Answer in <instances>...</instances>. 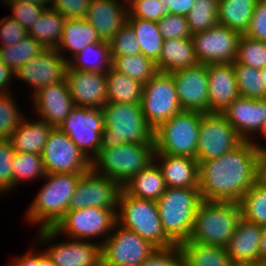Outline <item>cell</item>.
<instances>
[{"label":"cell","instance_id":"e7e4bbea","mask_svg":"<svg viewBox=\"0 0 266 266\" xmlns=\"http://www.w3.org/2000/svg\"><path fill=\"white\" fill-rule=\"evenodd\" d=\"M234 266H261V262H258V263H235Z\"/></svg>","mask_w":266,"mask_h":266},{"label":"cell","instance_id":"db71d44e","mask_svg":"<svg viewBox=\"0 0 266 266\" xmlns=\"http://www.w3.org/2000/svg\"><path fill=\"white\" fill-rule=\"evenodd\" d=\"M91 0H52L51 8L59 11L66 19H82L87 16Z\"/></svg>","mask_w":266,"mask_h":266},{"label":"cell","instance_id":"ee69618b","mask_svg":"<svg viewBox=\"0 0 266 266\" xmlns=\"http://www.w3.org/2000/svg\"><path fill=\"white\" fill-rule=\"evenodd\" d=\"M10 94H0V140H9L23 117Z\"/></svg>","mask_w":266,"mask_h":266},{"label":"cell","instance_id":"f35d334b","mask_svg":"<svg viewBox=\"0 0 266 266\" xmlns=\"http://www.w3.org/2000/svg\"><path fill=\"white\" fill-rule=\"evenodd\" d=\"M241 215L250 222L266 226V186L256 182L241 198Z\"/></svg>","mask_w":266,"mask_h":266},{"label":"cell","instance_id":"f546056e","mask_svg":"<svg viewBox=\"0 0 266 266\" xmlns=\"http://www.w3.org/2000/svg\"><path fill=\"white\" fill-rule=\"evenodd\" d=\"M102 41L97 30L85 19H66L62 38L56 50L62 54V50L71 51L74 55L85 46ZM61 51V52H60Z\"/></svg>","mask_w":266,"mask_h":266},{"label":"cell","instance_id":"6f0895ef","mask_svg":"<svg viewBox=\"0 0 266 266\" xmlns=\"http://www.w3.org/2000/svg\"><path fill=\"white\" fill-rule=\"evenodd\" d=\"M25 254L24 256L16 259V262L14 261L13 264L9 266H41V253L39 252L38 255L32 254L34 253V250H31Z\"/></svg>","mask_w":266,"mask_h":266},{"label":"cell","instance_id":"277c9868","mask_svg":"<svg viewBox=\"0 0 266 266\" xmlns=\"http://www.w3.org/2000/svg\"><path fill=\"white\" fill-rule=\"evenodd\" d=\"M201 201L199 188L171 187L156 201L164 233L174 245L189 239Z\"/></svg>","mask_w":266,"mask_h":266},{"label":"cell","instance_id":"30bf717a","mask_svg":"<svg viewBox=\"0 0 266 266\" xmlns=\"http://www.w3.org/2000/svg\"><path fill=\"white\" fill-rule=\"evenodd\" d=\"M141 107L147 123L153 129L182 111L171 73L158 71L143 84Z\"/></svg>","mask_w":266,"mask_h":266},{"label":"cell","instance_id":"7c38bea8","mask_svg":"<svg viewBox=\"0 0 266 266\" xmlns=\"http://www.w3.org/2000/svg\"><path fill=\"white\" fill-rule=\"evenodd\" d=\"M41 155L46 174H84L92 168L91 161L59 127L51 129Z\"/></svg>","mask_w":266,"mask_h":266},{"label":"cell","instance_id":"5bb4252c","mask_svg":"<svg viewBox=\"0 0 266 266\" xmlns=\"http://www.w3.org/2000/svg\"><path fill=\"white\" fill-rule=\"evenodd\" d=\"M118 230L104 238L102 263L105 266H140L156 247L136 232L118 225Z\"/></svg>","mask_w":266,"mask_h":266},{"label":"cell","instance_id":"e575fe53","mask_svg":"<svg viewBox=\"0 0 266 266\" xmlns=\"http://www.w3.org/2000/svg\"><path fill=\"white\" fill-rule=\"evenodd\" d=\"M258 0H219L218 23L243 35Z\"/></svg>","mask_w":266,"mask_h":266},{"label":"cell","instance_id":"52a82bcc","mask_svg":"<svg viewBox=\"0 0 266 266\" xmlns=\"http://www.w3.org/2000/svg\"><path fill=\"white\" fill-rule=\"evenodd\" d=\"M154 154L155 143L121 144L100 149L91 167L97 174L107 176L123 186L154 162Z\"/></svg>","mask_w":266,"mask_h":266},{"label":"cell","instance_id":"74e56055","mask_svg":"<svg viewBox=\"0 0 266 266\" xmlns=\"http://www.w3.org/2000/svg\"><path fill=\"white\" fill-rule=\"evenodd\" d=\"M44 50L45 48L38 41L27 35L15 45L0 47V60L16 73L26 62Z\"/></svg>","mask_w":266,"mask_h":266},{"label":"cell","instance_id":"83f0119b","mask_svg":"<svg viewBox=\"0 0 266 266\" xmlns=\"http://www.w3.org/2000/svg\"><path fill=\"white\" fill-rule=\"evenodd\" d=\"M24 118L13 131L9 141L15 152L41 155L53 126L43 120L26 122Z\"/></svg>","mask_w":266,"mask_h":266},{"label":"cell","instance_id":"7dc6e473","mask_svg":"<svg viewBox=\"0 0 266 266\" xmlns=\"http://www.w3.org/2000/svg\"><path fill=\"white\" fill-rule=\"evenodd\" d=\"M157 23L164 40L192 37L186 16L167 14Z\"/></svg>","mask_w":266,"mask_h":266},{"label":"cell","instance_id":"3957f363","mask_svg":"<svg viewBox=\"0 0 266 266\" xmlns=\"http://www.w3.org/2000/svg\"><path fill=\"white\" fill-rule=\"evenodd\" d=\"M241 217L239 203L202 200L187 241L226 248Z\"/></svg>","mask_w":266,"mask_h":266},{"label":"cell","instance_id":"7a4b0ae2","mask_svg":"<svg viewBox=\"0 0 266 266\" xmlns=\"http://www.w3.org/2000/svg\"><path fill=\"white\" fill-rule=\"evenodd\" d=\"M102 112L104 129L100 149L121 144L154 143V129L147 123L141 104L108 102Z\"/></svg>","mask_w":266,"mask_h":266},{"label":"cell","instance_id":"91938a15","mask_svg":"<svg viewBox=\"0 0 266 266\" xmlns=\"http://www.w3.org/2000/svg\"><path fill=\"white\" fill-rule=\"evenodd\" d=\"M259 258L260 262H266V226L263 227L259 246Z\"/></svg>","mask_w":266,"mask_h":266},{"label":"cell","instance_id":"ab89813d","mask_svg":"<svg viewBox=\"0 0 266 266\" xmlns=\"http://www.w3.org/2000/svg\"><path fill=\"white\" fill-rule=\"evenodd\" d=\"M219 0H196L186 15L191 33L217 26Z\"/></svg>","mask_w":266,"mask_h":266},{"label":"cell","instance_id":"484cf974","mask_svg":"<svg viewBox=\"0 0 266 266\" xmlns=\"http://www.w3.org/2000/svg\"><path fill=\"white\" fill-rule=\"evenodd\" d=\"M263 226L241 217L230 239L227 254L235 263H258Z\"/></svg>","mask_w":266,"mask_h":266},{"label":"cell","instance_id":"b9f144b4","mask_svg":"<svg viewBox=\"0 0 266 266\" xmlns=\"http://www.w3.org/2000/svg\"><path fill=\"white\" fill-rule=\"evenodd\" d=\"M46 172L42 161V155L34 153H15L12 163V188H15L21 180H29L36 177H45Z\"/></svg>","mask_w":266,"mask_h":266},{"label":"cell","instance_id":"94428289","mask_svg":"<svg viewBox=\"0 0 266 266\" xmlns=\"http://www.w3.org/2000/svg\"><path fill=\"white\" fill-rule=\"evenodd\" d=\"M5 2H28V3H35L40 6H45L47 8V5L52 3V0H4Z\"/></svg>","mask_w":266,"mask_h":266},{"label":"cell","instance_id":"44dd1931","mask_svg":"<svg viewBox=\"0 0 266 266\" xmlns=\"http://www.w3.org/2000/svg\"><path fill=\"white\" fill-rule=\"evenodd\" d=\"M33 95L40 120L53 127H59L75 107L66 80L44 86Z\"/></svg>","mask_w":266,"mask_h":266},{"label":"cell","instance_id":"5b68a950","mask_svg":"<svg viewBox=\"0 0 266 266\" xmlns=\"http://www.w3.org/2000/svg\"><path fill=\"white\" fill-rule=\"evenodd\" d=\"M83 174L50 173L47 183L26 212L31 223H41L40 229L53 228L66 214L76 186Z\"/></svg>","mask_w":266,"mask_h":266},{"label":"cell","instance_id":"603a6c76","mask_svg":"<svg viewBox=\"0 0 266 266\" xmlns=\"http://www.w3.org/2000/svg\"><path fill=\"white\" fill-rule=\"evenodd\" d=\"M123 4L117 0L90 1L85 19L97 30L102 41L109 42L126 24L128 5Z\"/></svg>","mask_w":266,"mask_h":266},{"label":"cell","instance_id":"8d00e7d4","mask_svg":"<svg viewBox=\"0 0 266 266\" xmlns=\"http://www.w3.org/2000/svg\"><path fill=\"white\" fill-rule=\"evenodd\" d=\"M112 66L119 72L146 84L157 72L156 63L143 54L111 56Z\"/></svg>","mask_w":266,"mask_h":266},{"label":"cell","instance_id":"d6986e66","mask_svg":"<svg viewBox=\"0 0 266 266\" xmlns=\"http://www.w3.org/2000/svg\"><path fill=\"white\" fill-rule=\"evenodd\" d=\"M65 80L75 106L102 108L108 103L106 73L87 72L67 66Z\"/></svg>","mask_w":266,"mask_h":266},{"label":"cell","instance_id":"f1b7e54d","mask_svg":"<svg viewBox=\"0 0 266 266\" xmlns=\"http://www.w3.org/2000/svg\"><path fill=\"white\" fill-rule=\"evenodd\" d=\"M122 189L131 196L157 201L164 194L167 185L158 164L152 162L125 183Z\"/></svg>","mask_w":266,"mask_h":266},{"label":"cell","instance_id":"d4e9b609","mask_svg":"<svg viewBox=\"0 0 266 266\" xmlns=\"http://www.w3.org/2000/svg\"><path fill=\"white\" fill-rule=\"evenodd\" d=\"M157 158V159H156ZM162 161L158 165L167 187L198 188L199 163L195 158L175 156L170 154H154V162Z\"/></svg>","mask_w":266,"mask_h":266},{"label":"cell","instance_id":"ac0fdd59","mask_svg":"<svg viewBox=\"0 0 266 266\" xmlns=\"http://www.w3.org/2000/svg\"><path fill=\"white\" fill-rule=\"evenodd\" d=\"M69 60L56 49H45L20 67L15 76L32 85L35 94L44 86L64 81Z\"/></svg>","mask_w":266,"mask_h":266},{"label":"cell","instance_id":"03108f58","mask_svg":"<svg viewBox=\"0 0 266 266\" xmlns=\"http://www.w3.org/2000/svg\"><path fill=\"white\" fill-rule=\"evenodd\" d=\"M262 135H264L266 137V125H265L263 132H262Z\"/></svg>","mask_w":266,"mask_h":266},{"label":"cell","instance_id":"681fc988","mask_svg":"<svg viewBox=\"0 0 266 266\" xmlns=\"http://www.w3.org/2000/svg\"><path fill=\"white\" fill-rule=\"evenodd\" d=\"M8 3L13 12L12 19L28 30L45 11V6L28 2H5Z\"/></svg>","mask_w":266,"mask_h":266},{"label":"cell","instance_id":"f907efd6","mask_svg":"<svg viewBox=\"0 0 266 266\" xmlns=\"http://www.w3.org/2000/svg\"><path fill=\"white\" fill-rule=\"evenodd\" d=\"M15 151L9 140H0V192L12 189V163Z\"/></svg>","mask_w":266,"mask_h":266},{"label":"cell","instance_id":"d6a6232c","mask_svg":"<svg viewBox=\"0 0 266 266\" xmlns=\"http://www.w3.org/2000/svg\"><path fill=\"white\" fill-rule=\"evenodd\" d=\"M106 78L108 102L141 104L143 83L117 71L113 66L106 73Z\"/></svg>","mask_w":266,"mask_h":266},{"label":"cell","instance_id":"8992f818","mask_svg":"<svg viewBox=\"0 0 266 266\" xmlns=\"http://www.w3.org/2000/svg\"><path fill=\"white\" fill-rule=\"evenodd\" d=\"M117 212L97 207L67 211L53 228L39 229L38 240L47 243L61 233H67L69 240H86L96 236L108 238L110 231L117 228Z\"/></svg>","mask_w":266,"mask_h":266},{"label":"cell","instance_id":"cb8c5ba5","mask_svg":"<svg viewBox=\"0 0 266 266\" xmlns=\"http://www.w3.org/2000/svg\"><path fill=\"white\" fill-rule=\"evenodd\" d=\"M51 245L45 250L56 266H98L102 263V244L75 240Z\"/></svg>","mask_w":266,"mask_h":266},{"label":"cell","instance_id":"836d02e7","mask_svg":"<svg viewBox=\"0 0 266 266\" xmlns=\"http://www.w3.org/2000/svg\"><path fill=\"white\" fill-rule=\"evenodd\" d=\"M73 58L76 63L75 60H73L74 62L68 61V66L71 69L98 73H107L111 69L113 61L108 41L88 44Z\"/></svg>","mask_w":266,"mask_h":266},{"label":"cell","instance_id":"7bdbcfd3","mask_svg":"<svg viewBox=\"0 0 266 266\" xmlns=\"http://www.w3.org/2000/svg\"><path fill=\"white\" fill-rule=\"evenodd\" d=\"M233 63L262 69L266 66V42L249 38L244 34L241 35L238 42L237 57Z\"/></svg>","mask_w":266,"mask_h":266},{"label":"cell","instance_id":"7402d4cb","mask_svg":"<svg viewBox=\"0 0 266 266\" xmlns=\"http://www.w3.org/2000/svg\"><path fill=\"white\" fill-rule=\"evenodd\" d=\"M209 113H222L236 98V74L233 63L208 64Z\"/></svg>","mask_w":266,"mask_h":266},{"label":"cell","instance_id":"ba28073f","mask_svg":"<svg viewBox=\"0 0 266 266\" xmlns=\"http://www.w3.org/2000/svg\"><path fill=\"white\" fill-rule=\"evenodd\" d=\"M117 208V225L136 232L156 248L174 246L164 233L156 201L131 196L122 189Z\"/></svg>","mask_w":266,"mask_h":266},{"label":"cell","instance_id":"6125c7cd","mask_svg":"<svg viewBox=\"0 0 266 266\" xmlns=\"http://www.w3.org/2000/svg\"><path fill=\"white\" fill-rule=\"evenodd\" d=\"M41 266H56L46 252H41Z\"/></svg>","mask_w":266,"mask_h":266},{"label":"cell","instance_id":"4fadbf2b","mask_svg":"<svg viewBox=\"0 0 266 266\" xmlns=\"http://www.w3.org/2000/svg\"><path fill=\"white\" fill-rule=\"evenodd\" d=\"M243 141L221 113H201L196 160L201 163L219 158Z\"/></svg>","mask_w":266,"mask_h":266},{"label":"cell","instance_id":"9a60e30c","mask_svg":"<svg viewBox=\"0 0 266 266\" xmlns=\"http://www.w3.org/2000/svg\"><path fill=\"white\" fill-rule=\"evenodd\" d=\"M121 191L122 186L118 182L97 174L91 168L79 179L68 211L88 207L116 210Z\"/></svg>","mask_w":266,"mask_h":266},{"label":"cell","instance_id":"4dcf8cb0","mask_svg":"<svg viewBox=\"0 0 266 266\" xmlns=\"http://www.w3.org/2000/svg\"><path fill=\"white\" fill-rule=\"evenodd\" d=\"M184 266H234L225 247L186 241L180 245Z\"/></svg>","mask_w":266,"mask_h":266},{"label":"cell","instance_id":"680465c9","mask_svg":"<svg viewBox=\"0 0 266 266\" xmlns=\"http://www.w3.org/2000/svg\"><path fill=\"white\" fill-rule=\"evenodd\" d=\"M15 73L0 60V94L8 93L7 85ZM6 86V88H5Z\"/></svg>","mask_w":266,"mask_h":266},{"label":"cell","instance_id":"f6af8a7d","mask_svg":"<svg viewBox=\"0 0 266 266\" xmlns=\"http://www.w3.org/2000/svg\"><path fill=\"white\" fill-rule=\"evenodd\" d=\"M128 4V17L158 22L170 14L167 0H131Z\"/></svg>","mask_w":266,"mask_h":266},{"label":"cell","instance_id":"d590c367","mask_svg":"<svg viewBox=\"0 0 266 266\" xmlns=\"http://www.w3.org/2000/svg\"><path fill=\"white\" fill-rule=\"evenodd\" d=\"M127 23L135 33L141 54L157 63L164 43L158 23L135 17H127Z\"/></svg>","mask_w":266,"mask_h":266},{"label":"cell","instance_id":"c3c4849f","mask_svg":"<svg viewBox=\"0 0 266 266\" xmlns=\"http://www.w3.org/2000/svg\"><path fill=\"white\" fill-rule=\"evenodd\" d=\"M140 266H184V255L180 245L156 248Z\"/></svg>","mask_w":266,"mask_h":266},{"label":"cell","instance_id":"bcb514c9","mask_svg":"<svg viewBox=\"0 0 266 266\" xmlns=\"http://www.w3.org/2000/svg\"><path fill=\"white\" fill-rule=\"evenodd\" d=\"M111 56L138 55L141 47L131 26L126 24L109 41Z\"/></svg>","mask_w":266,"mask_h":266},{"label":"cell","instance_id":"8fae6325","mask_svg":"<svg viewBox=\"0 0 266 266\" xmlns=\"http://www.w3.org/2000/svg\"><path fill=\"white\" fill-rule=\"evenodd\" d=\"M59 128L74 141L91 162L98 156L101 133L104 129L102 108L75 106Z\"/></svg>","mask_w":266,"mask_h":266},{"label":"cell","instance_id":"003e7915","mask_svg":"<svg viewBox=\"0 0 266 266\" xmlns=\"http://www.w3.org/2000/svg\"><path fill=\"white\" fill-rule=\"evenodd\" d=\"M261 266H266V262H261Z\"/></svg>","mask_w":266,"mask_h":266},{"label":"cell","instance_id":"6da1fadb","mask_svg":"<svg viewBox=\"0 0 266 266\" xmlns=\"http://www.w3.org/2000/svg\"><path fill=\"white\" fill-rule=\"evenodd\" d=\"M258 153L254 141H243L219 158L199 163L202 200L239 203L257 182Z\"/></svg>","mask_w":266,"mask_h":266},{"label":"cell","instance_id":"816d5d0a","mask_svg":"<svg viewBox=\"0 0 266 266\" xmlns=\"http://www.w3.org/2000/svg\"><path fill=\"white\" fill-rule=\"evenodd\" d=\"M245 36L266 42V0H258Z\"/></svg>","mask_w":266,"mask_h":266},{"label":"cell","instance_id":"e0dca14e","mask_svg":"<svg viewBox=\"0 0 266 266\" xmlns=\"http://www.w3.org/2000/svg\"><path fill=\"white\" fill-rule=\"evenodd\" d=\"M171 74L182 110L209 113L207 65L199 63Z\"/></svg>","mask_w":266,"mask_h":266},{"label":"cell","instance_id":"1f68e13d","mask_svg":"<svg viewBox=\"0 0 266 266\" xmlns=\"http://www.w3.org/2000/svg\"><path fill=\"white\" fill-rule=\"evenodd\" d=\"M65 21L66 18L59 11L47 7L27 32L45 49H56L62 38Z\"/></svg>","mask_w":266,"mask_h":266},{"label":"cell","instance_id":"9f6ffc18","mask_svg":"<svg viewBox=\"0 0 266 266\" xmlns=\"http://www.w3.org/2000/svg\"><path fill=\"white\" fill-rule=\"evenodd\" d=\"M259 150L257 159V182L266 186V147L254 143Z\"/></svg>","mask_w":266,"mask_h":266},{"label":"cell","instance_id":"9c48e42d","mask_svg":"<svg viewBox=\"0 0 266 266\" xmlns=\"http://www.w3.org/2000/svg\"><path fill=\"white\" fill-rule=\"evenodd\" d=\"M201 112L182 110L154 129L155 153L195 158Z\"/></svg>","mask_w":266,"mask_h":266},{"label":"cell","instance_id":"2e32d148","mask_svg":"<svg viewBox=\"0 0 266 266\" xmlns=\"http://www.w3.org/2000/svg\"><path fill=\"white\" fill-rule=\"evenodd\" d=\"M241 34L226 26H217L192 34L194 49L199 63H233L237 57Z\"/></svg>","mask_w":266,"mask_h":266},{"label":"cell","instance_id":"f5cc1de1","mask_svg":"<svg viewBox=\"0 0 266 266\" xmlns=\"http://www.w3.org/2000/svg\"><path fill=\"white\" fill-rule=\"evenodd\" d=\"M0 27L1 47L15 45L28 35L27 30L10 16L0 19Z\"/></svg>","mask_w":266,"mask_h":266},{"label":"cell","instance_id":"4316f807","mask_svg":"<svg viewBox=\"0 0 266 266\" xmlns=\"http://www.w3.org/2000/svg\"><path fill=\"white\" fill-rule=\"evenodd\" d=\"M197 64L199 61L192 37L164 40L159 61L156 63L158 71L163 73H172Z\"/></svg>","mask_w":266,"mask_h":266},{"label":"cell","instance_id":"11a10c76","mask_svg":"<svg viewBox=\"0 0 266 266\" xmlns=\"http://www.w3.org/2000/svg\"><path fill=\"white\" fill-rule=\"evenodd\" d=\"M196 0H167L170 14L186 16Z\"/></svg>","mask_w":266,"mask_h":266},{"label":"cell","instance_id":"ffe728a7","mask_svg":"<svg viewBox=\"0 0 266 266\" xmlns=\"http://www.w3.org/2000/svg\"><path fill=\"white\" fill-rule=\"evenodd\" d=\"M221 114L244 141H253L250 135L263 132L266 125V98L239 96Z\"/></svg>","mask_w":266,"mask_h":266},{"label":"cell","instance_id":"be15d7a7","mask_svg":"<svg viewBox=\"0 0 266 266\" xmlns=\"http://www.w3.org/2000/svg\"><path fill=\"white\" fill-rule=\"evenodd\" d=\"M264 82V90L266 92V66L259 70Z\"/></svg>","mask_w":266,"mask_h":266},{"label":"cell","instance_id":"60d3db41","mask_svg":"<svg viewBox=\"0 0 266 266\" xmlns=\"http://www.w3.org/2000/svg\"><path fill=\"white\" fill-rule=\"evenodd\" d=\"M239 95L245 98L264 99L266 92L259 69L233 63Z\"/></svg>","mask_w":266,"mask_h":266}]
</instances>
